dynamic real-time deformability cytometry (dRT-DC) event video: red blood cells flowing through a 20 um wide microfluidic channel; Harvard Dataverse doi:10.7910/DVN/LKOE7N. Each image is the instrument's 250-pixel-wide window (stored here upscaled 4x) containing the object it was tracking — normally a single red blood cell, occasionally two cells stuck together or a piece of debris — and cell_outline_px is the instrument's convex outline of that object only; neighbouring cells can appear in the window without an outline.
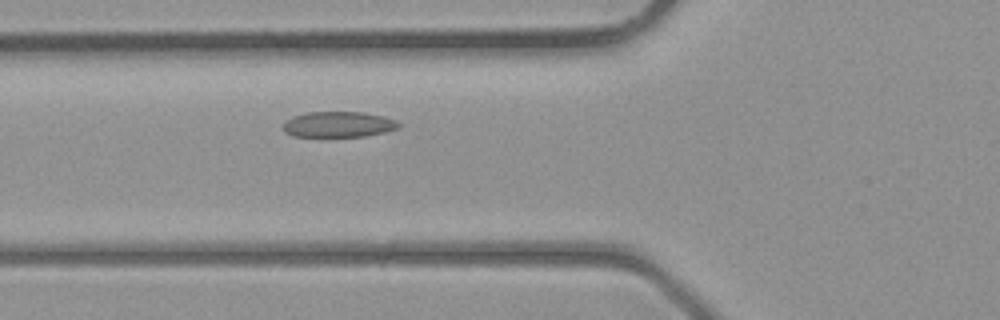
{"species": "common noctule bat (a hibernating species)", "species_latin": "Nyctalus noctula", "temperature_condition": "room temperature", "stored_images_in_passage": 3, "camera_frame_rate_fps": 3000, "um_per_image_px": 0.085, "animal": {"sex": "male", "body_mass_g": 23.1, "forearm_length_mm": 52.7}, "frame": {"image": 1, "passage_image": 3, "time_ms": 2.333, "image_size_px": [1000, 320], "cell_outline_px": [[400, 128], [384, 132], [364, 136], [292, 136], [284, 132], [284, 120], [292, 116], [308, 112], [364, 112], [384, 116], [396, 120], [400, 124]], "centroid_in_image_um": [28.77, 10.56], "position_along_channel_um": 97.0, "area_um2": 17.34}}